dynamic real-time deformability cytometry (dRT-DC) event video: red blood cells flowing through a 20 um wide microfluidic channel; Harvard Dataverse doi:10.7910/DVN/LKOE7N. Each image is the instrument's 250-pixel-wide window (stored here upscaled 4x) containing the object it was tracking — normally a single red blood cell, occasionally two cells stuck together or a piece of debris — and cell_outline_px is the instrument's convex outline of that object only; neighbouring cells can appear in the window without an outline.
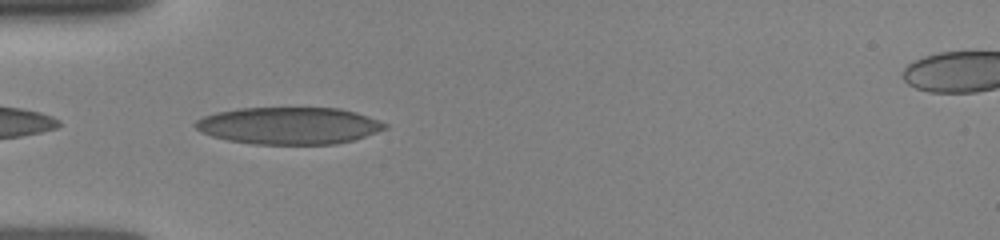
{"species": "human", "species_latin": "Homo sapiens", "temperature_condition": "room temperature", "stored_images_in_passage": 9, "camera_frame_rate_fps": 3000, "um_per_image_px": 0.085, "donor": {"sex": "female"}, "frame": {"image": 1, "passage_image": 1, "time_ms": 0.0, "image_size_px": [1000, 240], "cell_outline_px": [[388, 128], [352, 140], [336, 144], [252, 144], [228, 140], [212, 136], [196, 128], [192, 124], [196, 120], [204, 116], [216, 112], [240, 108], [340, 108], [356, 112], [380, 120], [388, 124]], "centroid_in_image_um": [24.57, 10.68], "position_along_channel_um": 60.4, "area_um2": 40.92}}
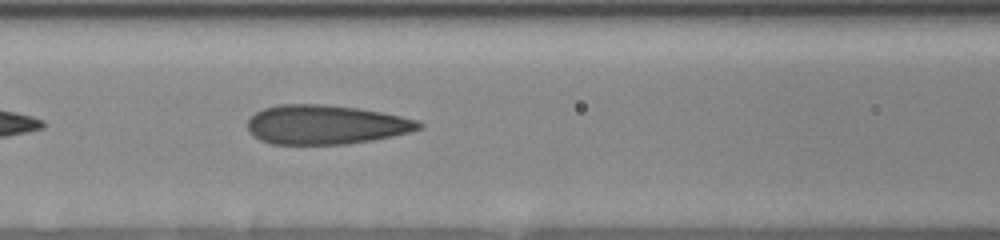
{"frame": {"image": 2, "passage_image": 7, "time_ms": 2.0, "image_size_px": [1000, 240], "cell_outline_px": [[424, 124], [420, 128], [408, 132], [392, 136], [372, 140], [344, 144], [272, 144], [260, 140], [248, 132], [248, 120], [256, 112], [264, 108], [276, 104], [324, 104], [360, 108], [420, 120]], "centroid_in_image_um": [27.67, 10.59], "position_along_channel_um": 138.9, "area_um2": 39.25}}
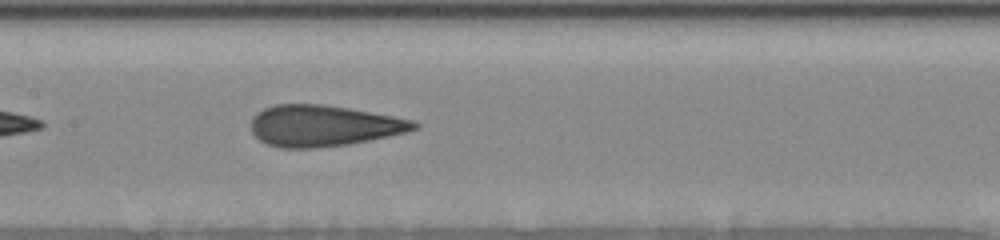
{"frame": {"image": 3, "passage_image": 9, "time_ms": 3.0, "image_size_px": [1000, 240], "cell_outline_px": [[420, 128], [408, 132], [348, 144], [316, 148], [280, 148], [268, 144], [260, 140], [252, 132], [252, 116], [256, 112], [264, 108], [276, 104], [324, 104], [348, 108], [392, 116], [412, 120], [420, 124]], "centroid_in_image_um": [27.49, 10.69], "position_along_channel_um": 179.9, "area_um2": 39.07}}